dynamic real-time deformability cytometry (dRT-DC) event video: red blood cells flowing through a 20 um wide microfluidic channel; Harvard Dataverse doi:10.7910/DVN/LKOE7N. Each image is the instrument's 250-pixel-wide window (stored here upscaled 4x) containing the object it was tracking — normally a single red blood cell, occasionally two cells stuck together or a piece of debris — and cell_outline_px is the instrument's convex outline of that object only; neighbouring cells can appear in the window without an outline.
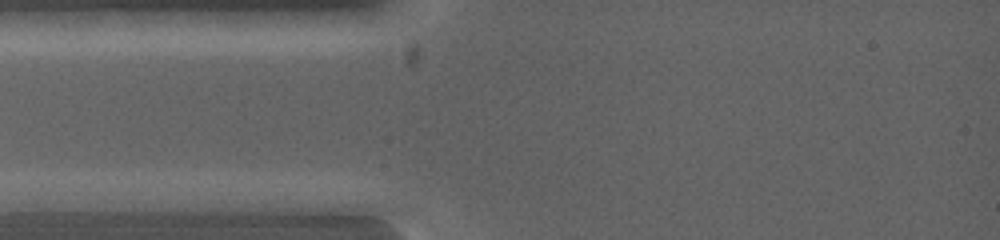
{"species": "common noctule bat (a hibernating species)", "species_latin": "Nyctalus noctula", "temperature_condition": "warm", "stored_images_in_passage": 2, "camera_frame_rate_fps": 5000, "um_per_image_px": 0.085, "animal": {"sex": "female", "body_mass_g": 19.0, "forearm_length_mm": 53.3}, "frame": {"image": 1, "passage_image": 1, "time_ms": 0.0, "image_size_px": [1000, 240], "cell_outline_px": [[112, 200], [76, 212], [28, 212], [12, 200], [44, 192], [100, 192]], "centroid_in_image_um": [5.21, 17.14], "position_along_channel_um": 79.8, "area_um2": 10.92}}